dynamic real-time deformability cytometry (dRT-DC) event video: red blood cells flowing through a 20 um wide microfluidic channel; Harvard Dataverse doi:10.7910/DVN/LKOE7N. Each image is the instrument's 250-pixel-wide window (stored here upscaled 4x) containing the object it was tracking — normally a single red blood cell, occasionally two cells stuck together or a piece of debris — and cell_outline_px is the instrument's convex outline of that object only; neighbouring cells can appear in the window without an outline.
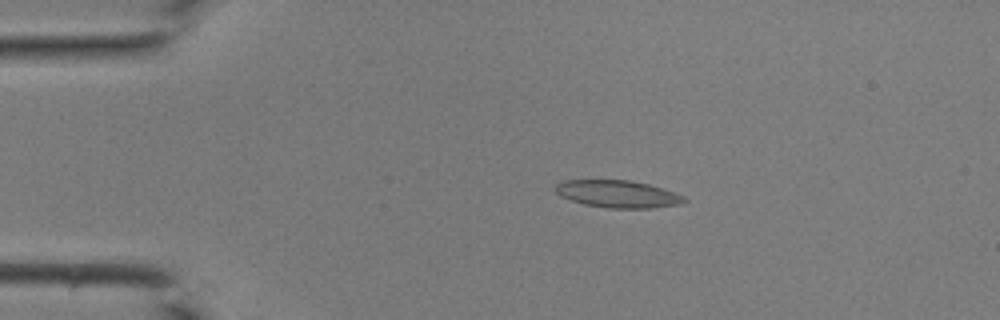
{"species": "common noctule bat (a hibernating species)", "species_latin": "Nyctalus noctula", "temperature_condition": "room temperature", "stored_images_in_passage": 42, "camera_frame_rate_fps": 3000, "um_per_image_px": 0.085, "animal": {"sex": "male", "body_mass_g": 19.0, "forearm_length_mm": 50.8}, "frame": {"image": 1, "passage_image": 8, "time_ms": 2.333, "image_size_px": [1000, 320], "cell_outline_px": [[688, 200], [680, 204], [648, 208], [608, 208], [584, 204], [560, 196], [556, 192], [556, 184], [564, 180], [628, 180], [648, 184], [684, 196]], "centroid_in_image_um": [52.49, 16.49], "position_along_channel_um": 32.5, "area_um2": 20.23}}
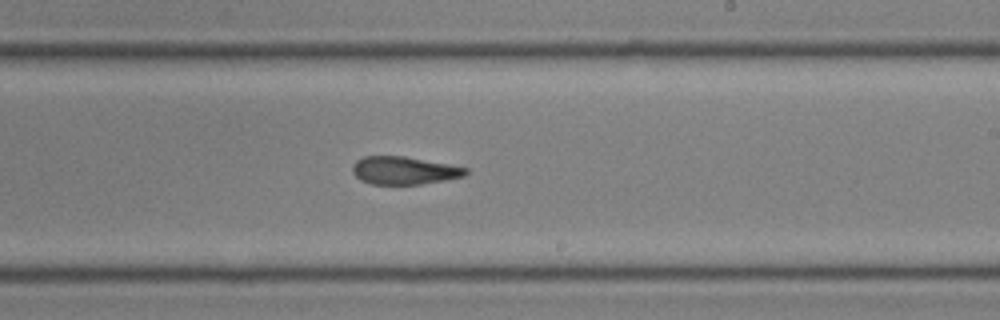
{"frame": {"image": 2, "passage_image": 25, "time_ms": 8.0, "image_size_px": [1000, 320], "cell_outline_px": [[468, 172], [464, 176], [444, 180], [420, 184], [372, 184], [360, 180], [352, 172], [352, 164], [356, 160], [364, 156], [404, 156], [468, 168]], "centroid_in_image_um": [34.3, 14.49], "position_along_channel_um": 254.7, "area_um2": 18.26}}
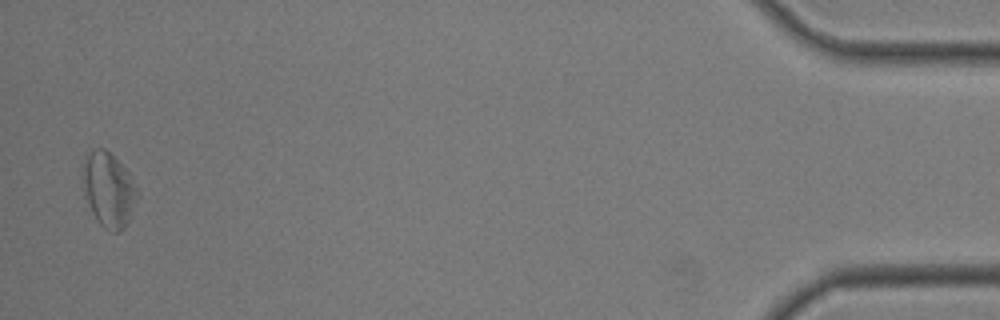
{"frame": {"image": 3, "passage_image": 41, "time_ms": 13.333, "image_size_px": [1000, 320], "cell_outline_px": [[140, 196], [124, 228], [116, 232], [112, 232], [104, 228], [96, 220], [84, 196], [84, 168], [88, 156], [96, 148], [104, 148], [128, 172]], "centroid_in_image_um": [9.26, 16.19], "position_along_channel_um": 425.9, "area_um2": 23.06}}